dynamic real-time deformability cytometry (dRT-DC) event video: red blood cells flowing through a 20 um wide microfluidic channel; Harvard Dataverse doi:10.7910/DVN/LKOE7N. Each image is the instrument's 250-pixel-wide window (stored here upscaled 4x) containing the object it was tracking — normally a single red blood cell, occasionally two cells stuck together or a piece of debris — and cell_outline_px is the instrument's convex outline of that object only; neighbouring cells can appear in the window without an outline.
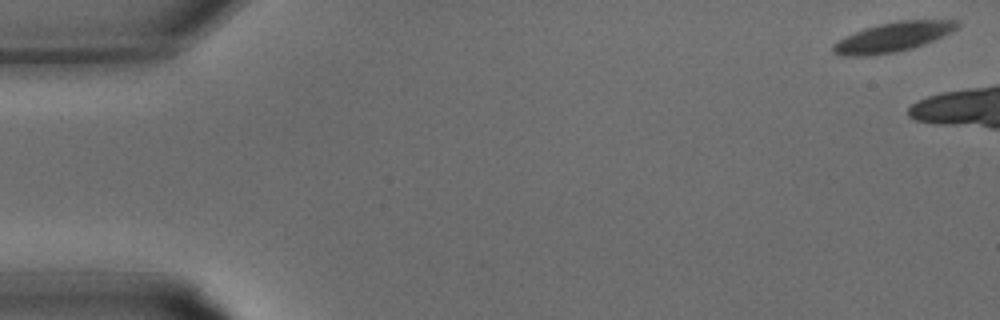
{"species": "common noctule bat (a hibernating species)", "species_latin": "Nyctalus noctula", "temperature_condition": "warm", "stored_images_in_passage": 4, "camera_frame_rate_fps": 3000, "um_per_image_px": 0.085, "animal": {"sex": "male", "body_mass_g": 15.6}, "frame": {"image": 1, "passage_image": 1, "time_ms": 0.0, "image_size_px": [1000, 320], "cell_outline_px": [[960, 24], [956, 28], [924, 44], [912, 48], [896, 52], [868, 56], [844, 56], [832, 52], [832, 44], [856, 32], [880, 24], [900, 20], [960, 20]], "centroid_in_image_um": [75.88, 3.16], "position_along_channel_um": 9.1, "area_um2": 20.87}}